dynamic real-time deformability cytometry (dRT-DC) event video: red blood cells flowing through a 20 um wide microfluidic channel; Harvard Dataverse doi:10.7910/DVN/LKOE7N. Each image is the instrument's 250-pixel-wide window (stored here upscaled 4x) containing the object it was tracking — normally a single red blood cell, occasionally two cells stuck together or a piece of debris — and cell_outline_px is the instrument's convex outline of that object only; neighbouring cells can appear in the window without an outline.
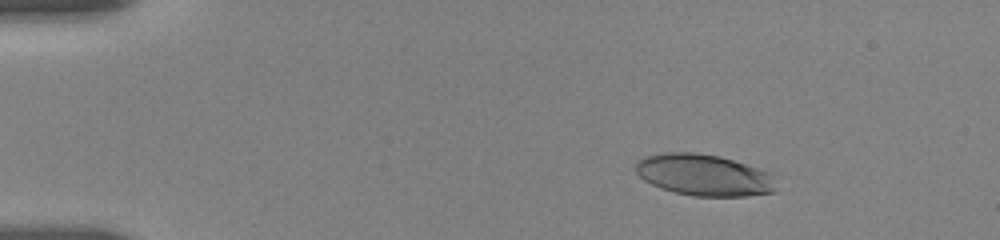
{"species": "human", "species_latin": "Homo sapiens", "temperature_condition": "room temperature", "stored_images_in_passage": 41, "camera_frame_rate_fps": 3000, "um_per_image_px": 0.085, "donor": {"sex": "female"}, "frame": {"image": 1, "passage_image": 6, "time_ms": 2.333, "image_size_px": [1000, 240], "cell_outline_px": [[776, 192], [744, 196], [692, 196], [660, 188], [644, 180], [636, 172], [636, 160], [644, 156], [664, 152], [692, 152], [720, 156], [768, 172], [776, 188]], "centroid_in_image_um": [59.78, 14.87], "position_along_channel_um": 25.2, "area_um2": 33.76}}
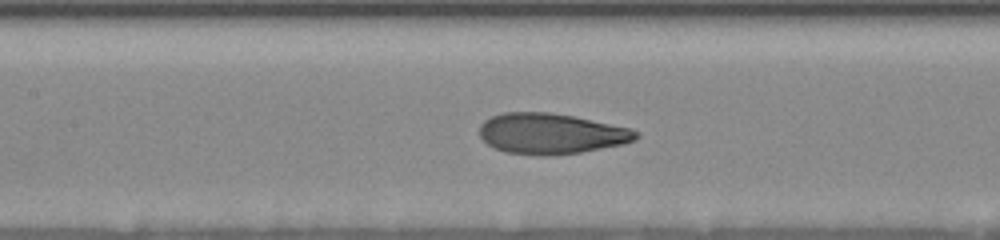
{"frame": {"image": 2, "passage_image": 28, "time_ms": 8.333, "image_size_px": [1000, 240], "cell_outline_px": [[640, 136], [636, 140], [624, 144], [580, 152], [552, 156], [540, 156], [504, 152], [492, 148], [480, 136], [480, 124], [484, 120], [492, 116], [504, 112], [548, 112], [572, 116], [632, 128], [640, 132]], "centroid_in_image_um": [46.85, 11.37], "position_along_channel_um": 160.5, "area_um2": 37.4}}
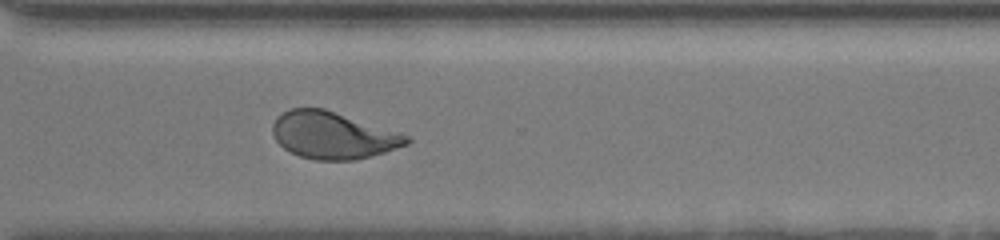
{"frame": {"image": 3, "passage_image": 41, "time_ms": 13.333, "image_size_px": [1000, 240], "cell_outline_px": [[412, 140], [408, 144], [384, 152], [352, 160], [316, 160], [300, 156], [284, 148], [276, 140], [272, 132], [272, 124], [284, 112], [292, 108], [324, 108], [400, 132], [408, 136]], "centroid_in_image_um": [28.31, 11.49], "position_along_channel_um": 342.3, "area_um2": 36.36}}